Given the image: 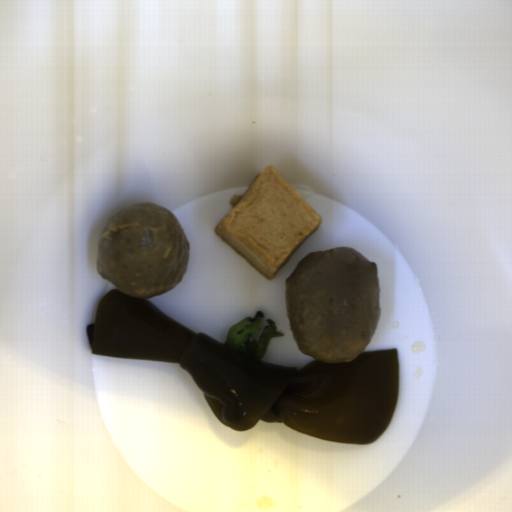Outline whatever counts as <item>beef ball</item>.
Wrapping results in <instances>:
<instances>
[{"label":"beef ball","instance_id":"1","mask_svg":"<svg viewBox=\"0 0 512 512\" xmlns=\"http://www.w3.org/2000/svg\"><path fill=\"white\" fill-rule=\"evenodd\" d=\"M287 319L297 345L316 362H354L375 335L381 286L375 261L338 246L302 258L285 281Z\"/></svg>","mask_w":512,"mask_h":512},{"label":"beef ball","instance_id":"2","mask_svg":"<svg viewBox=\"0 0 512 512\" xmlns=\"http://www.w3.org/2000/svg\"><path fill=\"white\" fill-rule=\"evenodd\" d=\"M190 247L179 219L156 204H130L110 216L98 242L95 270L121 294L161 296L186 273Z\"/></svg>","mask_w":512,"mask_h":512}]
</instances>
